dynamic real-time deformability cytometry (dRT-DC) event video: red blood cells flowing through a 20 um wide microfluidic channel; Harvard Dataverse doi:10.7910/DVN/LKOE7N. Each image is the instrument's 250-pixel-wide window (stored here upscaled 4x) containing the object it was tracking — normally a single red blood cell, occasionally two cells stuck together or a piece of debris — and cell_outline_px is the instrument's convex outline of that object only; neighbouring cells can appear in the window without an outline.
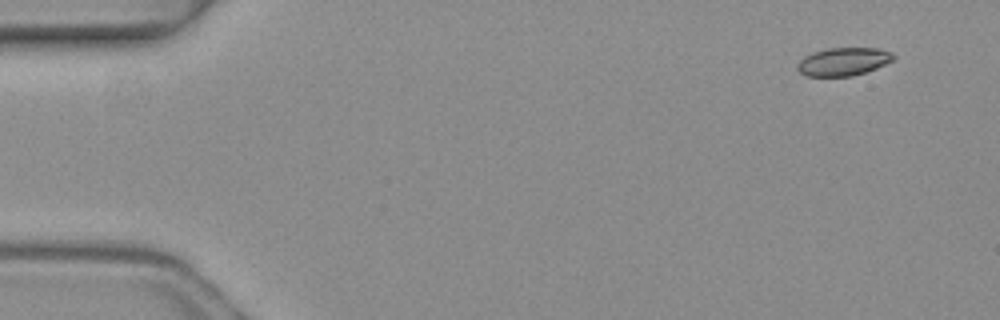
{"species": "common noctule bat (a hibernating species)", "species_latin": "Nyctalus noctula", "temperature_condition": "warm", "stored_images_in_passage": 2, "camera_frame_rate_fps": 3000, "um_per_image_px": 0.085, "animal": {"sex": "female", "body_mass_g": 19.3, "forearm_length_mm": 54.1}, "frame": {"image": 1, "passage_image": 1, "time_ms": 0.0, "image_size_px": [1000, 320], "cell_outline_px": [[896, 56], [892, 60], [876, 68], [852, 76], [804, 76], [796, 68], [796, 64], [804, 56], [812, 52], [828, 48], [880, 48], [892, 52]], "centroid_in_image_um": [71.66, 5.23], "position_along_channel_um": 13.3, "area_um2": 15.78}}